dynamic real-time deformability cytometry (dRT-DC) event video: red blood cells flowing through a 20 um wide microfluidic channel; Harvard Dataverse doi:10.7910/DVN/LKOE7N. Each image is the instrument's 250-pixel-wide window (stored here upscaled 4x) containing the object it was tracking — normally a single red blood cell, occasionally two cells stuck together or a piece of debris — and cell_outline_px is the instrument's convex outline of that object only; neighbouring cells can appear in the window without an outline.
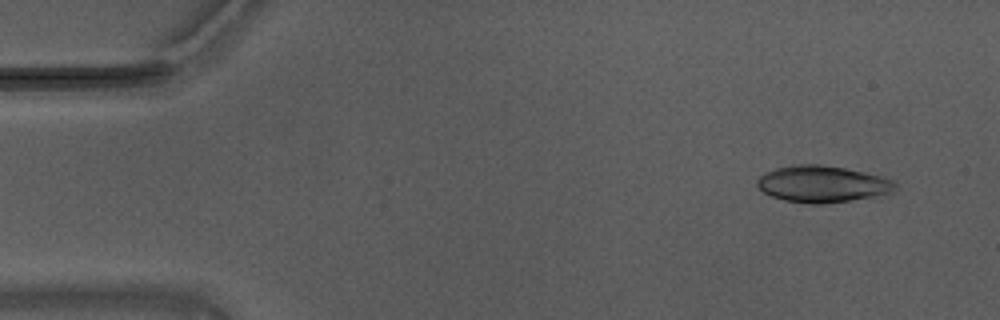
{"species": "Egyptian fruit bat (a non-hibernating species)", "species_latin": "Rousettus aegyptiacus", "temperature_condition": "warm", "stored_images_in_passage": 55, "camera_frame_rate_fps": 3000, "um_per_image_px": 0.085, "animal": {"sex": "male"}, "frame": {"image": 1, "passage_image": 4, "time_ms": 1.0, "image_size_px": [1000, 320], "cell_outline_px": [[896, 188], [892, 192], [852, 200], [820, 204], [812, 204], [784, 200], [772, 196], [764, 192], [756, 184], [756, 180], [760, 176], [776, 168], [796, 164], [820, 164], [844, 168], [864, 172], [880, 176], [892, 180], [896, 184]], "centroid_in_image_um": [69.89, 15.64], "position_along_channel_um": 15.1, "area_um2": 29.13}}
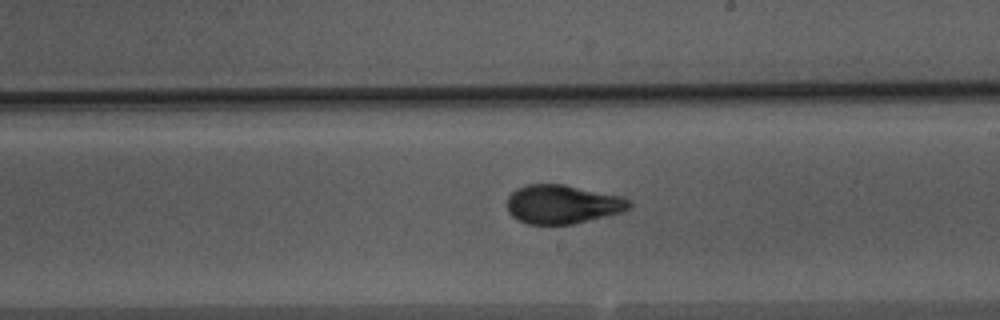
{"frame": {"image": 2, "passage_image": 31, "time_ms": 10.0, "image_size_px": [1000, 320], "cell_outline_px": [[632, 208], [620, 212], [572, 224], [528, 224], [516, 220], [508, 212], [508, 196], [516, 188], [528, 184], [564, 184], [624, 196], [632, 200]], "centroid_in_image_um": [47.83, 17.35], "position_along_channel_um": 241.2, "area_um2": 27.86}}
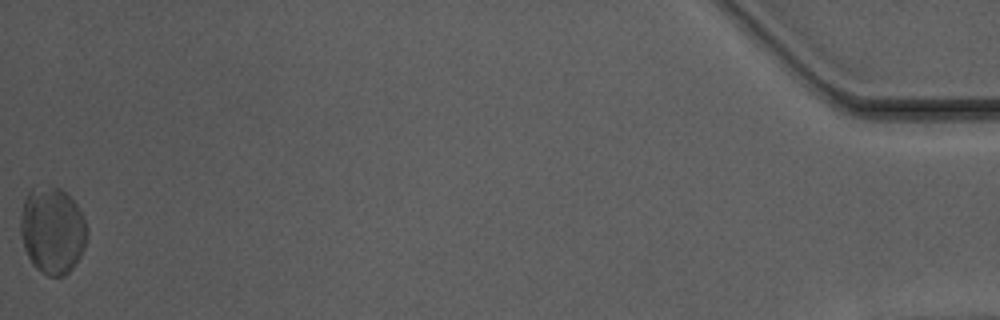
{"frame": {"image": 3, "passage_image": 55, "time_ms": 18.0, "image_size_px": [1000, 320], "cell_outline_px": [[88, 236], [84, 248], [80, 256], [72, 268], [64, 276], [48, 276], [40, 272], [32, 264], [24, 248], [20, 236], [20, 216], [24, 200], [28, 192], [32, 188], [60, 188], [76, 204], [84, 216], [88, 228]], "centroid_in_image_um": [4.45, 19.62], "position_along_channel_um": 430.7, "area_um2": 33.76}, "authors_computed_cell_mechanics": {"area_um2": 28.4954, "velocity_mm_per_s": 3.6941, "shape_relaxation_time_tau1_ms": 3.2729, "shape_relaxation_time_tau2_ms": 1.7777, "deformation_change_tau1": 0.1345, "deformation_change_tau2": 0.0643}}